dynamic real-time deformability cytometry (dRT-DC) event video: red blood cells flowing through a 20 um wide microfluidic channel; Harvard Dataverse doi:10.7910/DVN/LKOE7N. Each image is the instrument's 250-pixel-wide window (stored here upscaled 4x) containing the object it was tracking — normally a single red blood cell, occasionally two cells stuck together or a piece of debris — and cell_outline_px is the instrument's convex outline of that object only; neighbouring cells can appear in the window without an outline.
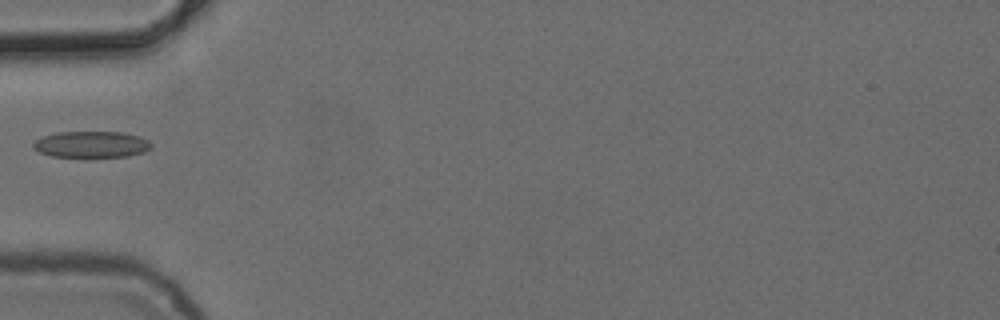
{"species": "common noctule bat (a hibernating species)", "species_latin": "Nyctalus noctula", "temperature_condition": "cold", "stored_images_in_passage": 6, "camera_frame_rate_fps": 3000, "um_per_image_px": 0.085, "animal": {"sex": "female", "body_mass_g": 24.6, "forearm_length_mm": 56.2}, "frame": {"image": 1, "passage_image": 5, "time_ms": 5.667, "image_size_px": [1000, 320], "cell_outline_px": [[152, 144], [144, 152], [128, 156], [88, 160], [84, 160], [52, 156], [40, 152], [32, 148], [32, 144], [36, 140], [44, 136], [56, 132], [124, 132], [140, 136], [148, 140]], "centroid_in_image_um": [7.75, 12.32], "position_along_channel_um": 77.2, "area_um2": 19.07}}
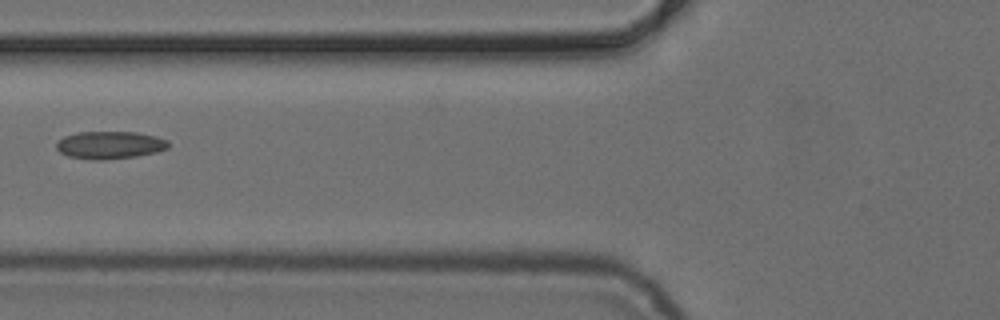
{"frame": {"image": 2, "passage_image": 6, "time_ms": 6.667, "image_size_px": [1000, 320], "cell_outline_px": [[168, 148], [156, 152], [136, 156], [104, 160], [92, 160], [68, 156], [60, 152], [56, 148], [56, 144], [64, 136], [80, 132], [136, 132], [156, 136], [168, 140]], "centroid_in_image_um": [9.34, 12.33], "position_along_channel_um": 116.5, "area_um2": 17.98}}